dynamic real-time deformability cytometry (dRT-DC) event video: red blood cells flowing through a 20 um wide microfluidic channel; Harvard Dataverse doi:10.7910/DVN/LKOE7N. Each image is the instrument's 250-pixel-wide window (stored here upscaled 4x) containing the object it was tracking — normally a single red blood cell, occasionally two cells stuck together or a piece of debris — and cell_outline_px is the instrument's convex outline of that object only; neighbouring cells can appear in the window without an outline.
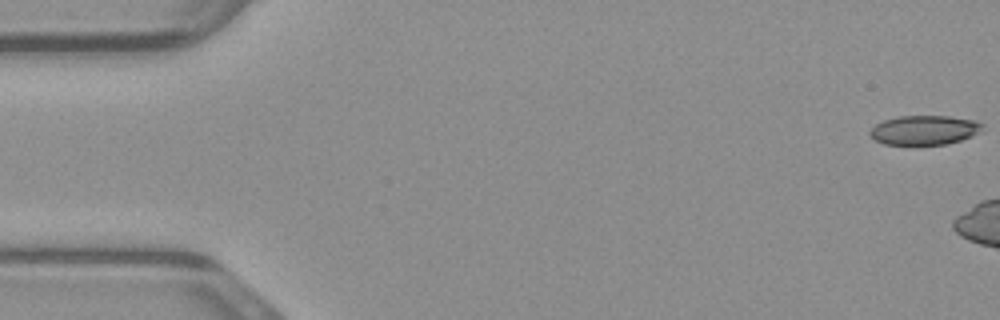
{"species": "common noctule bat (a hibernating species)", "species_latin": "Nyctalus noctula", "temperature_condition": "warm", "stored_images_in_passage": 5, "camera_frame_rate_fps": 3000, "um_per_image_px": 0.085, "animal": {"sex": "male", "body_mass_g": 23.1, "forearm_length_mm": 52.7}, "frame": {"image": 1, "passage_image": 1, "time_ms": 0.0, "image_size_px": [1000, 320], "cell_outline_px": [[984, 124], [980, 132], [972, 136], [948, 144], [884, 144], [876, 140], [868, 132], [876, 124], [884, 120], [900, 116], [948, 116], [976, 120]], "centroid_in_image_um": [78.61, 11.05], "position_along_channel_um": 6.4, "area_um2": 19.13}}